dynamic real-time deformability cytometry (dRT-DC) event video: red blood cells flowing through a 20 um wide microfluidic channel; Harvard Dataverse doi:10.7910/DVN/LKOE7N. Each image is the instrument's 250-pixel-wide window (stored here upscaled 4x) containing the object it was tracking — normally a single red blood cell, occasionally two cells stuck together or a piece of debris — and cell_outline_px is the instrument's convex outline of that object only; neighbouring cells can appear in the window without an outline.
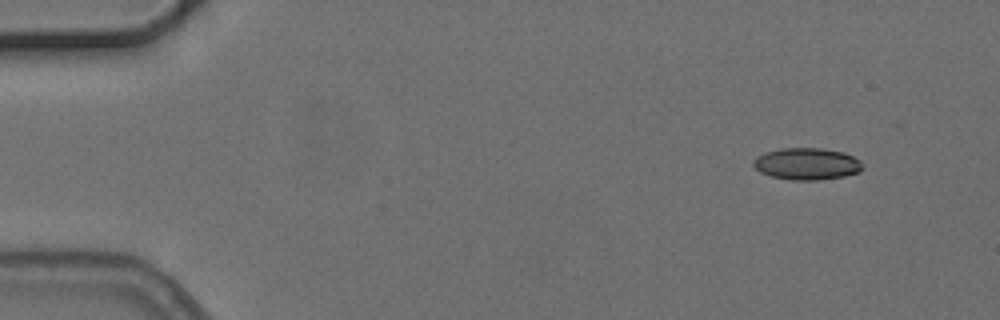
{"species": "common noctule bat (a hibernating species)", "species_latin": "Nyctalus noctula", "temperature_condition": "cold", "stored_images_in_passage": 3, "camera_frame_rate_fps": 3000, "um_per_image_px": 0.085, "animal": {"sex": "female", "body_mass_g": 24.6, "forearm_length_mm": 56.2}, "frame": {"image": 1, "passage_image": 1, "time_ms": 0.0, "image_size_px": [1000, 320], "cell_outline_px": [[864, 168], [860, 172], [844, 176], [820, 180], [792, 180], [772, 176], [760, 172], [752, 164], [752, 160], [756, 156], [764, 152], [780, 148], [820, 148], [844, 152], [860, 160], [864, 164]], "centroid_in_image_um": [68.59, 13.92], "position_along_channel_um": 16.4, "area_um2": 20.52}}